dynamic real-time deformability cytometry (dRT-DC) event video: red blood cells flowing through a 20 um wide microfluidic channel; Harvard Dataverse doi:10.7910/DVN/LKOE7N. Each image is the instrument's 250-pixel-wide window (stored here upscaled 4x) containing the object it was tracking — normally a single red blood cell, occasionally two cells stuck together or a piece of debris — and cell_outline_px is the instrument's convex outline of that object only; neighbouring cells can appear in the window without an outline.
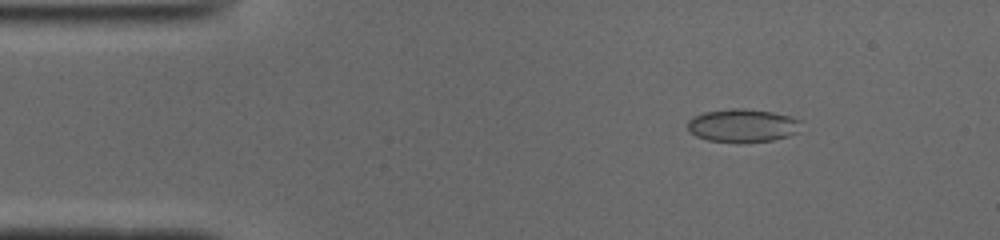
{"species": "common noctule bat (a hibernating species)", "species_latin": "Nyctalus noctula", "temperature_condition": "cold", "stored_images_in_passage": 49, "camera_frame_rate_fps": 3000, "um_per_image_px": 0.085, "animal": {"sex": "male", "body_mass_g": 19.0, "forearm_length_mm": 50.8}, "frame": {"image": 1, "passage_image": 7, "time_ms": 2.0, "image_size_px": [1000, 240], "cell_outline_px": [[804, 120], [800, 132], [788, 136], [772, 140], [708, 140], [696, 136], [688, 128], [688, 120], [692, 116], [704, 112], [732, 108], [744, 108], [772, 112], [792, 116]], "centroid_in_image_um": [63.2, 10.62], "position_along_channel_um": 21.8, "area_um2": 21.68}}
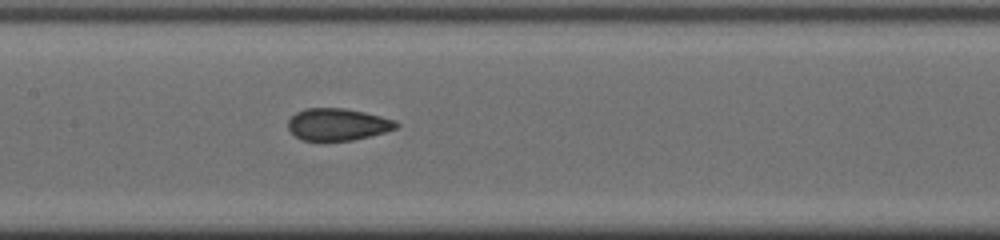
{"frame": {"image": 2, "passage_image": 24, "time_ms": 7.667, "image_size_px": [1000, 240], "cell_outline_px": [[400, 124], [396, 128], [384, 132], [352, 140], [300, 140], [288, 128], [288, 120], [296, 112], [304, 108], [344, 108], [364, 112], [396, 120]], "centroid_in_image_um": [28.69, 10.56], "position_along_channel_um": 178.7, "area_um2": 20.06}}
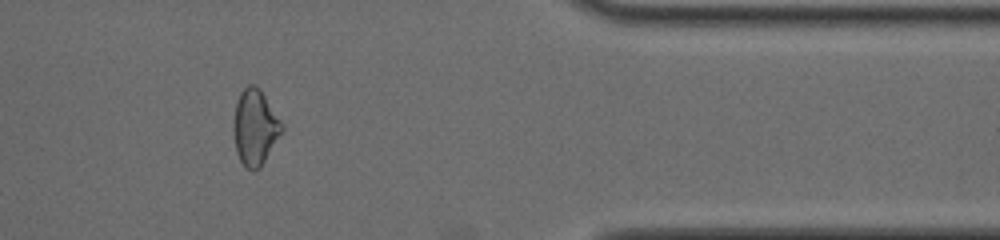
{"frame": {"image": 3, "passage_image": 42, "time_ms": 13.667, "image_size_px": [1000, 240], "cell_outline_px": [[284, 128], [260, 168], [252, 172], [244, 168], [236, 152], [232, 128], [232, 124], [236, 104], [240, 92], [248, 84], [252, 84], [260, 88], [284, 124]], "centroid_in_image_um": [21.66, 10.83], "position_along_channel_um": 389.7, "area_um2": 21.62}, "authors_computed_cell_mechanics": {"area_um2": 21.2126, "velocity_mm_per_s": 3.9365, "shape_relaxation_time_tau1_ms": null, "shape_relaxation_time_tau2_ms": 1.3155, "deformation_change_tau1": null, "deformation_change_tau2": 0.0544}}